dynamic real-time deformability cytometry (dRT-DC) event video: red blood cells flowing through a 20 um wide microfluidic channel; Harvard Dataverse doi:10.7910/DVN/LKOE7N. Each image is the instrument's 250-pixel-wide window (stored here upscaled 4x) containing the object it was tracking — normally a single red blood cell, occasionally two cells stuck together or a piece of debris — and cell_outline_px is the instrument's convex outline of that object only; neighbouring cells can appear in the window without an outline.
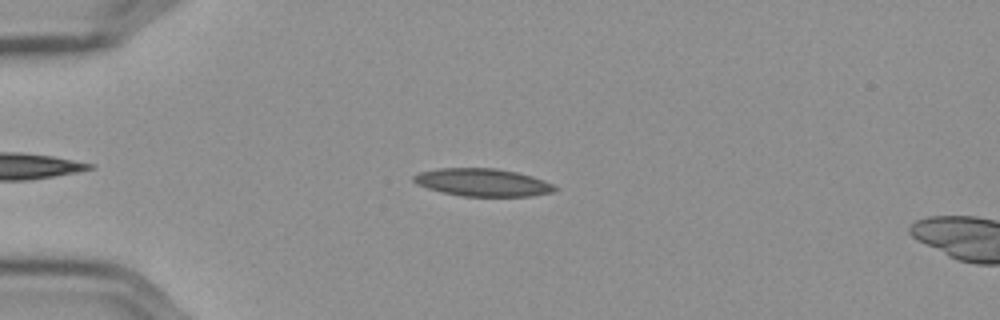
{"species": "Egyptian fruit bat (a non-hibernating species)", "species_latin": "Rousettus aegyptiacus", "temperature_condition": "cold", "stored_images_in_passage": 52, "camera_frame_rate_fps": 3000, "um_per_image_px": 0.085, "frame": {"image": 1, "passage_image": 10, "time_ms": 3.0, "image_size_px": [1000, 320], "cell_outline_px": [[560, 188], [552, 192], [528, 196], [464, 196], [444, 192], [428, 188], [416, 184], [412, 180], [412, 176], [420, 172], [440, 168], [496, 168], [516, 172], [532, 176], [544, 180]], "centroid_in_image_um": [41.03, 15.5], "position_along_channel_um": 44.0, "area_um2": 22.66}}
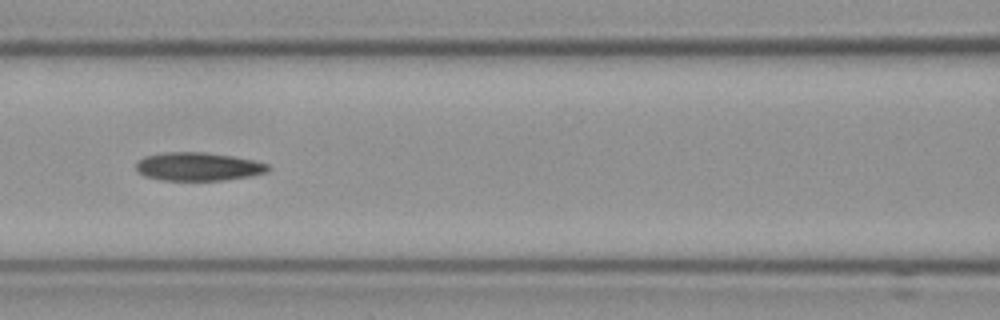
{"frame": {"image": 2, "passage_image": 21, "time_ms": 6.667, "image_size_px": [1000, 320], "cell_outline_px": [[272, 168], [268, 172], [252, 176], [224, 180], [164, 180], [144, 176], [136, 168], [136, 164], [144, 156], [164, 152], [204, 152], [232, 156], [252, 160], [268, 164]], "centroid_in_image_um": [16.88, 14.16], "position_along_channel_um": 149.7, "area_um2": 21.79}}
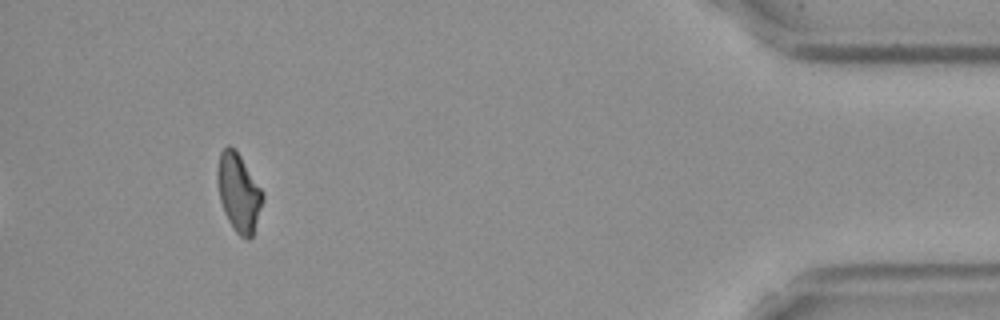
{"frame": {"image": 3, "passage_image": 48, "time_ms": 15.667, "image_size_px": [1000, 320], "cell_outline_px": [[264, 200], [252, 236], [248, 240], [240, 236], [236, 232], [228, 220], [224, 212], [220, 200], [216, 176], [216, 168], [220, 152], [228, 144], [240, 156], [264, 192]], "centroid_in_image_um": [20.28, 16.37], "position_along_channel_um": 414.9, "area_um2": 20.63}}